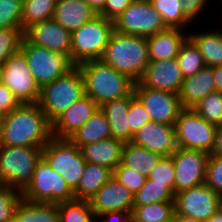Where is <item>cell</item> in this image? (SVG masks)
<instances>
[{"label": "cell", "mask_w": 222, "mask_h": 222, "mask_svg": "<svg viewBox=\"0 0 222 222\" xmlns=\"http://www.w3.org/2000/svg\"><path fill=\"white\" fill-rule=\"evenodd\" d=\"M113 176L119 180L121 184L127 187L134 195L141 189L147 179L145 175H141L134 169H130L122 163L115 167Z\"/></svg>", "instance_id": "b9f144b4"}, {"label": "cell", "mask_w": 222, "mask_h": 222, "mask_svg": "<svg viewBox=\"0 0 222 222\" xmlns=\"http://www.w3.org/2000/svg\"><path fill=\"white\" fill-rule=\"evenodd\" d=\"M217 211L222 216V195H220L219 200H218V209H217Z\"/></svg>", "instance_id": "11a10c76"}, {"label": "cell", "mask_w": 222, "mask_h": 222, "mask_svg": "<svg viewBox=\"0 0 222 222\" xmlns=\"http://www.w3.org/2000/svg\"><path fill=\"white\" fill-rule=\"evenodd\" d=\"M150 2L169 28L186 30L192 23L181 9L180 0H150Z\"/></svg>", "instance_id": "d6a6232c"}, {"label": "cell", "mask_w": 222, "mask_h": 222, "mask_svg": "<svg viewBox=\"0 0 222 222\" xmlns=\"http://www.w3.org/2000/svg\"><path fill=\"white\" fill-rule=\"evenodd\" d=\"M77 66L83 76L85 94L99 107L106 102L128 96L134 90L133 80L101 59L85 61Z\"/></svg>", "instance_id": "3957f363"}, {"label": "cell", "mask_w": 222, "mask_h": 222, "mask_svg": "<svg viewBox=\"0 0 222 222\" xmlns=\"http://www.w3.org/2000/svg\"><path fill=\"white\" fill-rule=\"evenodd\" d=\"M147 178L153 183L167 184L174 191L175 166L172 156H162Z\"/></svg>", "instance_id": "60d3db41"}, {"label": "cell", "mask_w": 222, "mask_h": 222, "mask_svg": "<svg viewBox=\"0 0 222 222\" xmlns=\"http://www.w3.org/2000/svg\"><path fill=\"white\" fill-rule=\"evenodd\" d=\"M192 109L210 124L217 127L222 125V93H210Z\"/></svg>", "instance_id": "8d00e7d4"}, {"label": "cell", "mask_w": 222, "mask_h": 222, "mask_svg": "<svg viewBox=\"0 0 222 222\" xmlns=\"http://www.w3.org/2000/svg\"><path fill=\"white\" fill-rule=\"evenodd\" d=\"M134 96L147 110L150 119L164 124H175L179 113L184 109L178 94L134 84Z\"/></svg>", "instance_id": "9a60e30c"}, {"label": "cell", "mask_w": 222, "mask_h": 222, "mask_svg": "<svg viewBox=\"0 0 222 222\" xmlns=\"http://www.w3.org/2000/svg\"><path fill=\"white\" fill-rule=\"evenodd\" d=\"M57 0H23L22 30L53 18Z\"/></svg>", "instance_id": "1f68e13d"}, {"label": "cell", "mask_w": 222, "mask_h": 222, "mask_svg": "<svg viewBox=\"0 0 222 222\" xmlns=\"http://www.w3.org/2000/svg\"><path fill=\"white\" fill-rule=\"evenodd\" d=\"M19 104V101L14 97L13 93L0 82V112L3 115L9 114Z\"/></svg>", "instance_id": "bcb514c9"}, {"label": "cell", "mask_w": 222, "mask_h": 222, "mask_svg": "<svg viewBox=\"0 0 222 222\" xmlns=\"http://www.w3.org/2000/svg\"><path fill=\"white\" fill-rule=\"evenodd\" d=\"M212 68L215 78L216 91L222 93V64L213 66Z\"/></svg>", "instance_id": "f907efd6"}, {"label": "cell", "mask_w": 222, "mask_h": 222, "mask_svg": "<svg viewBox=\"0 0 222 222\" xmlns=\"http://www.w3.org/2000/svg\"><path fill=\"white\" fill-rule=\"evenodd\" d=\"M134 194L114 176L89 199L94 215L113 211H132Z\"/></svg>", "instance_id": "d6986e66"}, {"label": "cell", "mask_w": 222, "mask_h": 222, "mask_svg": "<svg viewBox=\"0 0 222 222\" xmlns=\"http://www.w3.org/2000/svg\"><path fill=\"white\" fill-rule=\"evenodd\" d=\"M210 155H220L222 156V125L217 127L215 135V143L210 152Z\"/></svg>", "instance_id": "681fc988"}, {"label": "cell", "mask_w": 222, "mask_h": 222, "mask_svg": "<svg viewBox=\"0 0 222 222\" xmlns=\"http://www.w3.org/2000/svg\"><path fill=\"white\" fill-rule=\"evenodd\" d=\"M111 130L104 112L99 107L94 114L68 139L78 148L100 140L110 138Z\"/></svg>", "instance_id": "484cf974"}, {"label": "cell", "mask_w": 222, "mask_h": 222, "mask_svg": "<svg viewBox=\"0 0 222 222\" xmlns=\"http://www.w3.org/2000/svg\"><path fill=\"white\" fill-rule=\"evenodd\" d=\"M174 126L177 147L210 154L215 143L217 126L210 124L192 108H184Z\"/></svg>", "instance_id": "8fae6325"}, {"label": "cell", "mask_w": 222, "mask_h": 222, "mask_svg": "<svg viewBox=\"0 0 222 222\" xmlns=\"http://www.w3.org/2000/svg\"><path fill=\"white\" fill-rule=\"evenodd\" d=\"M219 197L205 183L178 192L174 196L175 215L206 222L217 212Z\"/></svg>", "instance_id": "4fadbf2b"}, {"label": "cell", "mask_w": 222, "mask_h": 222, "mask_svg": "<svg viewBox=\"0 0 222 222\" xmlns=\"http://www.w3.org/2000/svg\"><path fill=\"white\" fill-rule=\"evenodd\" d=\"M134 97L132 91L128 96L114 99L100 106L109 122L111 136L123 143L130 142V125L127 113L130 101Z\"/></svg>", "instance_id": "d4e9b609"}, {"label": "cell", "mask_w": 222, "mask_h": 222, "mask_svg": "<svg viewBox=\"0 0 222 222\" xmlns=\"http://www.w3.org/2000/svg\"><path fill=\"white\" fill-rule=\"evenodd\" d=\"M176 222H201V221L182 215H176Z\"/></svg>", "instance_id": "f5cc1de1"}, {"label": "cell", "mask_w": 222, "mask_h": 222, "mask_svg": "<svg viewBox=\"0 0 222 222\" xmlns=\"http://www.w3.org/2000/svg\"><path fill=\"white\" fill-rule=\"evenodd\" d=\"M20 50L26 56L29 69L40 88L75 66L68 56L36 46L25 37L22 39Z\"/></svg>", "instance_id": "30bf717a"}, {"label": "cell", "mask_w": 222, "mask_h": 222, "mask_svg": "<svg viewBox=\"0 0 222 222\" xmlns=\"http://www.w3.org/2000/svg\"><path fill=\"white\" fill-rule=\"evenodd\" d=\"M98 108V104L85 94L52 123V137L68 139Z\"/></svg>", "instance_id": "ffe728a7"}, {"label": "cell", "mask_w": 222, "mask_h": 222, "mask_svg": "<svg viewBox=\"0 0 222 222\" xmlns=\"http://www.w3.org/2000/svg\"><path fill=\"white\" fill-rule=\"evenodd\" d=\"M206 222H222V216L217 211L214 215H212Z\"/></svg>", "instance_id": "db71d44e"}, {"label": "cell", "mask_w": 222, "mask_h": 222, "mask_svg": "<svg viewBox=\"0 0 222 222\" xmlns=\"http://www.w3.org/2000/svg\"><path fill=\"white\" fill-rule=\"evenodd\" d=\"M52 138V124L38 103L19 104L3 115L0 145L44 147Z\"/></svg>", "instance_id": "6da1fadb"}, {"label": "cell", "mask_w": 222, "mask_h": 222, "mask_svg": "<svg viewBox=\"0 0 222 222\" xmlns=\"http://www.w3.org/2000/svg\"><path fill=\"white\" fill-rule=\"evenodd\" d=\"M14 222H60L58 204L31 202L22 197L15 210Z\"/></svg>", "instance_id": "83f0119b"}, {"label": "cell", "mask_w": 222, "mask_h": 222, "mask_svg": "<svg viewBox=\"0 0 222 222\" xmlns=\"http://www.w3.org/2000/svg\"><path fill=\"white\" fill-rule=\"evenodd\" d=\"M24 37L36 46L59 52L70 58L71 33L53 18L31 25L24 31Z\"/></svg>", "instance_id": "e0dca14e"}, {"label": "cell", "mask_w": 222, "mask_h": 222, "mask_svg": "<svg viewBox=\"0 0 222 222\" xmlns=\"http://www.w3.org/2000/svg\"><path fill=\"white\" fill-rule=\"evenodd\" d=\"M193 33V34H192ZM188 34V37L198 47L206 66L213 67L222 64V30L207 33Z\"/></svg>", "instance_id": "f546056e"}, {"label": "cell", "mask_w": 222, "mask_h": 222, "mask_svg": "<svg viewBox=\"0 0 222 222\" xmlns=\"http://www.w3.org/2000/svg\"><path fill=\"white\" fill-rule=\"evenodd\" d=\"M183 29L169 28L156 33L147 39L150 61L176 59L183 43L188 38V32Z\"/></svg>", "instance_id": "603a6c76"}, {"label": "cell", "mask_w": 222, "mask_h": 222, "mask_svg": "<svg viewBox=\"0 0 222 222\" xmlns=\"http://www.w3.org/2000/svg\"><path fill=\"white\" fill-rule=\"evenodd\" d=\"M2 120H3V114L0 112V125H1Z\"/></svg>", "instance_id": "91938a15"}, {"label": "cell", "mask_w": 222, "mask_h": 222, "mask_svg": "<svg viewBox=\"0 0 222 222\" xmlns=\"http://www.w3.org/2000/svg\"><path fill=\"white\" fill-rule=\"evenodd\" d=\"M134 0H106L104 8L98 14L114 21Z\"/></svg>", "instance_id": "f6af8a7d"}, {"label": "cell", "mask_w": 222, "mask_h": 222, "mask_svg": "<svg viewBox=\"0 0 222 222\" xmlns=\"http://www.w3.org/2000/svg\"><path fill=\"white\" fill-rule=\"evenodd\" d=\"M23 0H0V28L22 29Z\"/></svg>", "instance_id": "74e56055"}, {"label": "cell", "mask_w": 222, "mask_h": 222, "mask_svg": "<svg viewBox=\"0 0 222 222\" xmlns=\"http://www.w3.org/2000/svg\"><path fill=\"white\" fill-rule=\"evenodd\" d=\"M162 156L131 142L124 143L121 163L146 177L156 167Z\"/></svg>", "instance_id": "f1b7e54d"}, {"label": "cell", "mask_w": 222, "mask_h": 222, "mask_svg": "<svg viewBox=\"0 0 222 222\" xmlns=\"http://www.w3.org/2000/svg\"><path fill=\"white\" fill-rule=\"evenodd\" d=\"M124 143L113 137L82 145L79 149L86 163L105 166L112 171L121 163Z\"/></svg>", "instance_id": "cb8c5ba5"}, {"label": "cell", "mask_w": 222, "mask_h": 222, "mask_svg": "<svg viewBox=\"0 0 222 222\" xmlns=\"http://www.w3.org/2000/svg\"><path fill=\"white\" fill-rule=\"evenodd\" d=\"M85 95L84 80L78 66L40 88L38 105L52 124L78 99Z\"/></svg>", "instance_id": "277c9868"}, {"label": "cell", "mask_w": 222, "mask_h": 222, "mask_svg": "<svg viewBox=\"0 0 222 222\" xmlns=\"http://www.w3.org/2000/svg\"><path fill=\"white\" fill-rule=\"evenodd\" d=\"M210 154L178 147L171 155L175 166L174 194L205 183Z\"/></svg>", "instance_id": "5bb4252c"}, {"label": "cell", "mask_w": 222, "mask_h": 222, "mask_svg": "<svg viewBox=\"0 0 222 222\" xmlns=\"http://www.w3.org/2000/svg\"><path fill=\"white\" fill-rule=\"evenodd\" d=\"M21 194L31 202L58 204L75 200L74 191L67 181L42 157L37 162L31 182Z\"/></svg>", "instance_id": "52a82bcc"}, {"label": "cell", "mask_w": 222, "mask_h": 222, "mask_svg": "<svg viewBox=\"0 0 222 222\" xmlns=\"http://www.w3.org/2000/svg\"><path fill=\"white\" fill-rule=\"evenodd\" d=\"M101 60L136 83L150 61L147 39L114 30Z\"/></svg>", "instance_id": "7a4b0ae2"}, {"label": "cell", "mask_w": 222, "mask_h": 222, "mask_svg": "<svg viewBox=\"0 0 222 222\" xmlns=\"http://www.w3.org/2000/svg\"><path fill=\"white\" fill-rule=\"evenodd\" d=\"M42 158L51 169L63 176L73 191L77 189L86 160L74 143L69 139L52 137L42 149Z\"/></svg>", "instance_id": "ba28073f"}, {"label": "cell", "mask_w": 222, "mask_h": 222, "mask_svg": "<svg viewBox=\"0 0 222 222\" xmlns=\"http://www.w3.org/2000/svg\"><path fill=\"white\" fill-rule=\"evenodd\" d=\"M5 185H6L5 182L2 180L0 176V189L3 188Z\"/></svg>", "instance_id": "9f6ffc18"}, {"label": "cell", "mask_w": 222, "mask_h": 222, "mask_svg": "<svg viewBox=\"0 0 222 222\" xmlns=\"http://www.w3.org/2000/svg\"><path fill=\"white\" fill-rule=\"evenodd\" d=\"M175 215L174 201L133 205L131 222H168Z\"/></svg>", "instance_id": "4dcf8cb0"}, {"label": "cell", "mask_w": 222, "mask_h": 222, "mask_svg": "<svg viewBox=\"0 0 222 222\" xmlns=\"http://www.w3.org/2000/svg\"><path fill=\"white\" fill-rule=\"evenodd\" d=\"M113 23L117 32L145 38L169 29L150 0H134Z\"/></svg>", "instance_id": "9c48e42d"}, {"label": "cell", "mask_w": 222, "mask_h": 222, "mask_svg": "<svg viewBox=\"0 0 222 222\" xmlns=\"http://www.w3.org/2000/svg\"><path fill=\"white\" fill-rule=\"evenodd\" d=\"M205 184L222 195V156L209 155L206 164Z\"/></svg>", "instance_id": "7bdbcfd3"}, {"label": "cell", "mask_w": 222, "mask_h": 222, "mask_svg": "<svg viewBox=\"0 0 222 222\" xmlns=\"http://www.w3.org/2000/svg\"><path fill=\"white\" fill-rule=\"evenodd\" d=\"M23 37L22 29L0 28V65L20 50Z\"/></svg>", "instance_id": "f35d334b"}, {"label": "cell", "mask_w": 222, "mask_h": 222, "mask_svg": "<svg viewBox=\"0 0 222 222\" xmlns=\"http://www.w3.org/2000/svg\"><path fill=\"white\" fill-rule=\"evenodd\" d=\"M1 82L22 103H38L40 87L36 83L26 56L19 50L2 64Z\"/></svg>", "instance_id": "7c38bea8"}, {"label": "cell", "mask_w": 222, "mask_h": 222, "mask_svg": "<svg viewBox=\"0 0 222 222\" xmlns=\"http://www.w3.org/2000/svg\"><path fill=\"white\" fill-rule=\"evenodd\" d=\"M180 2L184 14L194 22V19H197V16L203 12L204 7L206 8L209 4V0H180Z\"/></svg>", "instance_id": "7dc6e473"}, {"label": "cell", "mask_w": 222, "mask_h": 222, "mask_svg": "<svg viewBox=\"0 0 222 222\" xmlns=\"http://www.w3.org/2000/svg\"><path fill=\"white\" fill-rule=\"evenodd\" d=\"M130 214L131 211L106 212L101 215L94 216V222H98V220H101L103 222H131ZM96 219L98 220L96 221Z\"/></svg>", "instance_id": "c3c4849f"}, {"label": "cell", "mask_w": 222, "mask_h": 222, "mask_svg": "<svg viewBox=\"0 0 222 222\" xmlns=\"http://www.w3.org/2000/svg\"><path fill=\"white\" fill-rule=\"evenodd\" d=\"M97 15L85 0H57L53 19L72 33Z\"/></svg>", "instance_id": "7402d4cb"}, {"label": "cell", "mask_w": 222, "mask_h": 222, "mask_svg": "<svg viewBox=\"0 0 222 222\" xmlns=\"http://www.w3.org/2000/svg\"><path fill=\"white\" fill-rule=\"evenodd\" d=\"M215 91L213 68L205 66L193 76L184 78L178 96L183 108H193L200 100Z\"/></svg>", "instance_id": "44dd1931"}, {"label": "cell", "mask_w": 222, "mask_h": 222, "mask_svg": "<svg viewBox=\"0 0 222 222\" xmlns=\"http://www.w3.org/2000/svg\"><path fill=\"white\" fill-rule=\"evenodd\" d=\"M113 31V21L97 15L72 32L71 62L77 66L85 61L101 59Z\"/></svg>", "instance_id": "5b68a950"}, {"label": "cell", "mask_w": 222, "mask_h": 222, "mask_svg": "<svg viewBox=\"0 0 222 222\" xmlns=\"http://www.w3.org/2000/svg\"><path fill=\"white\" fill-rule=\"evenodd\" d=\"M1 77H2V65H0V82H1Z\"/></svg>", "instance_id": "680465c9"}, {"label": "cell", "mask_w": 222, "mask_h": 222, "mask_svg": "<svg viewBox=\"0 0 222 222\" xmlns=\"http://www.w3.org/2000/svg\"><path fill=\"white\" fill-rule=\"evenodd\" d=\"M42 149L0 145V176L5 184L22 192L31 182Z\"/></svg>", "instance_id": "8992f818"}, {"label": "cell", "mask_w": 222, "mask_h": 222, "mask_svg": "<svg viewBox=\"0 0 222 222\" xmlns=\"http://www.w3.org/2000/svg\"><path fill=\"white\" fill-rule=\"evenodd\" d=\"M60 222H94V213L88 200L58 203Z\"/></svg>", "instance_id": "d590c367"}, {"label": "cell", "mask_w": 222, "mask_h": 222, "mask_svg": "<svg viewBox=\"0 0 222 222\" xmlns=\"http://www.w3.org/2000/svg\"><path fill=\"white\" fill-rule=\"evenodd\" d=\"M174 191L167 184L153 183L146 179L145 184L134 195V205H147L155 202L174 201Z\"/></svg>", "instance_id": "e575fe53"}, {"label": "cell", "mask_w": 222, "mask_h": 222, "mask_svg": "<svg viewBox=\"0 0 222 222\" xmlns=\"http://www.w3.org/2000/svg\"><path fill=\"white\" fill-rule=\"evenodd\" d=\"M85 1L97 14H99L102 11L106 3V0H85Z\"/></svg>", "instance_id": "816d5d0a"}, {"label": "cell", "mask_w": 222, "mask_h": 222, "mask_svg": "<svg viewBox=\"0 0 222 222\" xmlns=\"http://www.w3.org/2000/svg\"><path fill=\"white\" fill-rule=\"evenodd\" d=\"M127 116L129 117L131 142L133 134L151 119L145 107L136 97L130 101Z\"/></svg>", "instance_id": "ee69618b"}, {"label": "cell", "mask_w": 222, "mask_h": 222, "mask_svg": "<svg viewBox=\"0 0 222 222\" xmlns=\"http://www.w3.org/2000/svg\"><path fill=\"white\" fill-rule=\"evenodd\" d=\"M176 60L183 78L193 76L206 66L198 47L189 37L181 46Z\"/></svg>", "instance_id": "836d02e7"}, {"label": "cell", "mask_w": 222, "mask_h": 222, "mask_svg": "<svg viewBox=\"0 0 222 222\" xmlns=\"http://www.w3.org/2000/svg\"><path fill=\"white\" fill-rule=\"evenodd\" d=\"M183 76L176 59L149 61L138 83L142 87L178 94Z\"/></svg>", "instance_id": "ac0fdd59"}, {"label": "cell", "mask_w": 222, "mask_h": 222, "mask_svg": "<svg viewBox=\"0 0 222 222\" xmlns=\"http://www.w3.org/2000/svg\"><path fill=\"white\" fill-rule=\"evenodd\" d=\"M112 176L111 169L99 164L86 163L83 175L74 191L75 199L89 201Z\"/></svg>", "instance_id": "4316f807"}, {"label": "cell", "mask_w": 222, "mask_h": 222, "mask_svg": "<svg viewBox=\"0 0 222 222\" xmlns=\"http://www.w3.org/2000/svg\"><path fill=\"white\" fill-rule=\"evenodd\" d=\"M131 143L161 156H170L178 148L174 124L158 123L152 120L133 134Z\"/></svg>", "instance_id": "2e32d148"}, {"label": "cell", "mask_w": 222, "mask_h": 222, "mask_svg": "<svg viewBox=\"0 0 222 222\" xmlns=\"http://www.w3.org/2000/svg\"><path fill=\"white\" fill-rule=\"evenodd\" d=\"M21 199V192L14 187L5 185L0 189V222L14 221L15 210Z\"/></svg>", "instance_id": "ab89813d"}, {"label": "cell", "mask_w": 222, "mask_h": 222, "mask_svg": "<svg viewBox=\"0 0 222 222\" xmlns=\"http://www.w3.org/2000/svg\"><path fill=\"white\" fill-rule=\"evenodd\" d=\"M168 222H176V215H174V217L171 220H169Z\"/></svg>", "instance_id": "6f0895ef"}]
</instances>
